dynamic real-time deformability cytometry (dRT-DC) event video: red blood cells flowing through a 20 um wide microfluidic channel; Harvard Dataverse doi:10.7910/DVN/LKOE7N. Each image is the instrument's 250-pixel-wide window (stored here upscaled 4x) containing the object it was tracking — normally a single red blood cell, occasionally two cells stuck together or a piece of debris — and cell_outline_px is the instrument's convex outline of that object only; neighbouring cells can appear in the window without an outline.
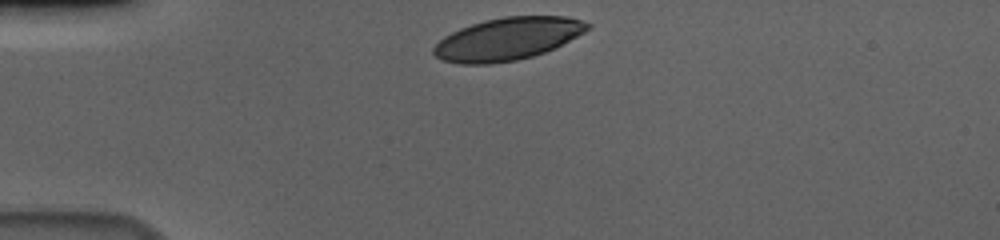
{"species": "human", "species_latin": "Homo sapiens", "temperature_condition": "cold", "stored_images_in_passage": 34, "camera_frame_rate_fps": 3000, "um_per_image_px": 0.085, "donor": {"sex": "male"}, "frame": {"image": 1, "passage_image": 1, "time_ms": 0.0, "image_size_px": [1000, 240], "cell_outline_px": [[592, 28], [544, 52], [532, 56], [516, 60], [492, 64], [460, 64], [440, 60], [432, 52], [432, 48], [444, 36], [460, 28], [484, 20], [504, 16], [568, 16], [592, 24]], "centroid_in_image_um": [43.12, 3.3], "position_along_channel_um": 41.9, "area_um2": 38.03}}
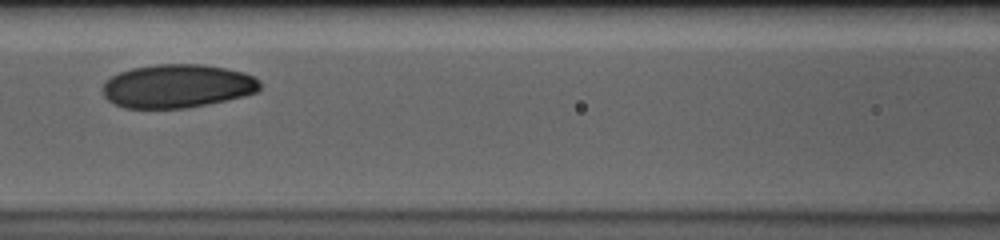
{"frame": {"image": 2, "passage_image": 13, "time_ms": 4.0, "image_size_px": [1000, 240], "cell_outline_px": [[260, 88], [256, 92], [244, 96], [208, 104], [188, 108], [124, 108], [108, 100], [104, 96], [104, 84], [112, 76], [120, 72], [132, 68], [156, 64], [200, 64], [224, 68], [244, 72], [260, 80]], "centroid_in_image_um": [15.09, 7.32], "position_along_channel_um": 151.5, "area_um2": 39.77}}
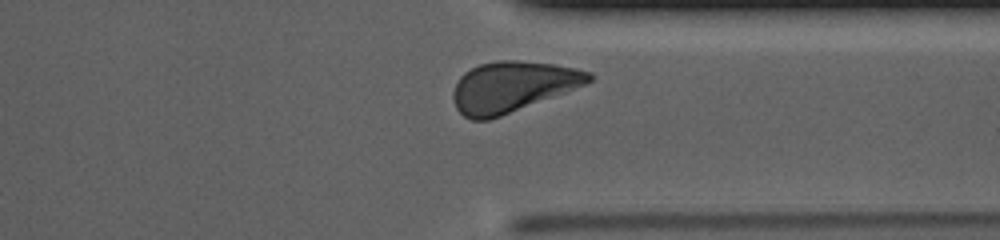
{"frame": {"image": 3, "passage_image": 31, "time_ms": 10.0, "image_size_px": [1000, 240], "cell_outline_px": [[592, 80], [584, 84], [500, 116], [488, 120], [472, 120], [464, 116], [456, 108], [452, 96], [452, 92], [460, 76], [464, 72], [480, 64], [500, 60], [520, 60], [552, 64], [576, 68], [592, 72]], "centroid_in_image_um": [43.51, 7.36], "position_along_channel_um": 367.9, "area_um2": 39.42}, "authors_computed_cell_mechanics": {"area_um2": 39.6797, "velocity_mm_per_s": 3.6044, "shape_relaxation_time_tau1_ms": 4.1981, "shape_relaxation_time_tau2_ms": null, "deformation_change_tau1": 0.134, "deformation_change_tau2": null}}